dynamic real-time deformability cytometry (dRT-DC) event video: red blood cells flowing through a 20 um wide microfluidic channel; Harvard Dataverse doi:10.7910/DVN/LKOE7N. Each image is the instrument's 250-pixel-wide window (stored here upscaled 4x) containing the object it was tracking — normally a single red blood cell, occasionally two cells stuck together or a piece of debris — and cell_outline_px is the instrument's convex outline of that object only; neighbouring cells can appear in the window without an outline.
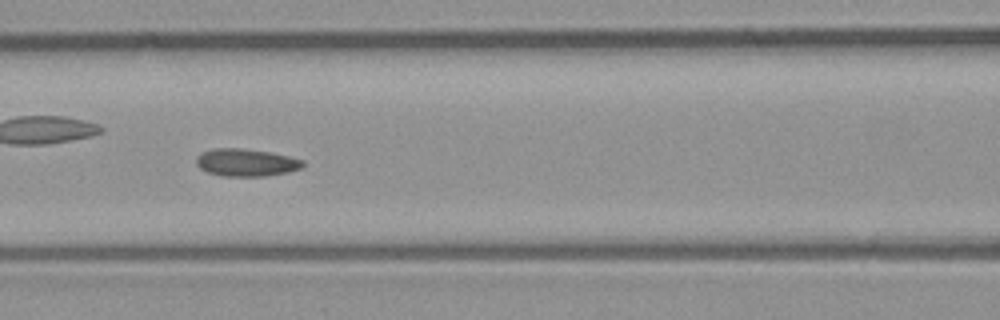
{"species": "common noctule bat (a hibernating species)", "species_latin": "Nyctalus noctula", "temperature_condition": "room temperature", "stored_images_in_passage": 35, "camera_frame_rate_fps": 3000, "um_per_image_px": 0.085, "animal": {"sex": "male", "body_mass_g": 23.1, "forearm_length_mm": 52.7}, "frame": {"image": 1, "passage_image": 11, "time_ms": 3.333, "image_size_px": [1000, 320], "cell_outline_px": [[304, 168], [288, 172], [264, 176], [224, 176], [208, 172], [200, 168], [196, 164], [196, 156], [204, 152], [216, 148], [240, 148], [268, 152], [288, 156], [304, 160]], "centroid_in_image_um": [20.94, 13.82], "position_along_channel_um": 145.7, "area_um2": 16.99}, "authors_computed_cell_mechanics": {"area_um2": 16.5886, "velocity_mm_per_s": 3.9327, "shape_relaxation_time_tau1_ms": 3.7163, "shape_relaxation_time_tau2_ms": 2.3077, "deformation_change_tau1": 0.0851, "deformation_change_tau2": 0.0782}}